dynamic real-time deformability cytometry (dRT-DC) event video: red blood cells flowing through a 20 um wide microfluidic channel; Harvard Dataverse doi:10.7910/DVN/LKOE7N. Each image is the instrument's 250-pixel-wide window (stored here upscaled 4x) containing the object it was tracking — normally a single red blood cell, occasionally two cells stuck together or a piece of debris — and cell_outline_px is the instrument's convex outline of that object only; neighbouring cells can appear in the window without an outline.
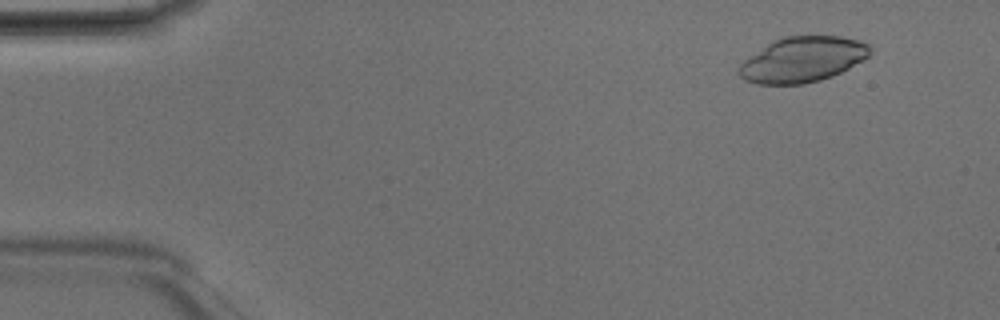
{"species": "Egyptian fruit bat (a non-hibernating species)", "species_latin": "Rousettus aegyptiacus", "temperature_condition": "room temperature", "stored_images_in_passage": 49, "camera_frame_rate_fps": 3000, "um_per_image_px": 0.085, "animal": {"sex": "male"}, "frame": {"image": 1, "passage_image": 5, "time_ms": 1.333, "image_size_px": [1000, 320], "cell_outline_px": [[872, 48], [868, 56], [864, 60], [832, 76], [820, 80], [804, 84], [756, 84], [744, 80], [740, 76], [736, 68], [744, 60], [772, 40], [784, 36], [840, 36], [860, 40], [868, 44]], "centroid_in_image_um": [68.2, 5.06], "position_along_channel_um": 16.8, "area_um2": 34.8}}